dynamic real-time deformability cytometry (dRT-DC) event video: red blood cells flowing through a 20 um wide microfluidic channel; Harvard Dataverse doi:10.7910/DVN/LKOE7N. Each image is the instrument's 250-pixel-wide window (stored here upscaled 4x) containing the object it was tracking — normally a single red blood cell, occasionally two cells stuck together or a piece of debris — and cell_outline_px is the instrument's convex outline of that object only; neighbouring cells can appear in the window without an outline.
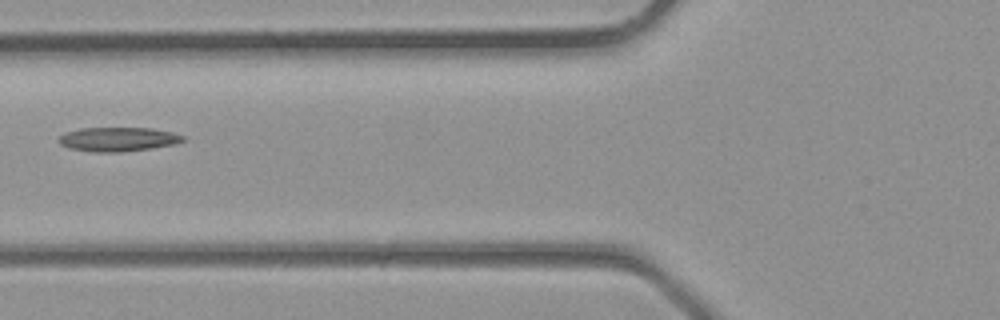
{"species": "common noctule bat (a hibernating species)", "species_latin": "Nyctalus noctula", "temperature_condition": "room temperature", "stored_images_in_passage": 5, "camera_frame_rate_fps": 3000, "um_per_image_px": 0.085, "animal": {"sex": "male", "body_mass_g": 23.1, "forearm_length_mm": 52.7}, "frame": {"image": 1, "passage_image": 5, "time_ms": 1.333, "image_size_px": [1000, 320], "cell_outline_px": [[184, 140], [176, 144], [152, 148], [120, 152], [92, 152], [68, 148], [60, 144], [56, 140], [64, 132], [80, 128], [152, 128], [172, 132], [184, 136]], "centroid_in_image_um": [9.99, 11.84], "position_along_channel_um": 115.8, "area_um2": 17.63}}